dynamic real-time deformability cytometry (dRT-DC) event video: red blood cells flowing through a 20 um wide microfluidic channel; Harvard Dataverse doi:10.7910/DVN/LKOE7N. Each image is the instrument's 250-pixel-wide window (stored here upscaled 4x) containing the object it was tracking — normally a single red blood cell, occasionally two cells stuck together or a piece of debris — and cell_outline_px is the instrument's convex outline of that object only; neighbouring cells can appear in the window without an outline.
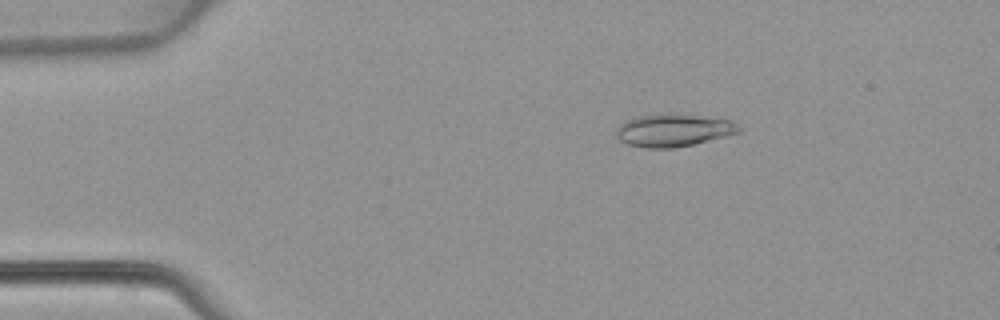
{"species": "common noctule bat (a hibernating species)", "species_latin": "Nyctalus noctula", "temperature_condition": "warm", "stored_images_in_passage": 47, "camera_frame_rate_fps": 3000, "um_per_image_px": 0.085, "animal": {"sex": "female", "body_mass_g": 22.7, "forearm_length_mm": 54.2}, "frame": {"image": 1, "passage_image": 8, "time_ms": 2.333, "image_size_px": [1000, 320], "cell_outline_px": [[740, 132], [692, 144], [672, 148], [644, 148], [628, 144], [620, 140], [616, 136], [616, 128], [620, 124], [636, 116], [668, 112], [680, 112], [708, 116], [732, 120], [740, 128]], "centroid_in_image_um": [57.23, 11.03], "position_along_channel_um": 27.8, "area_um2": 23.7}}
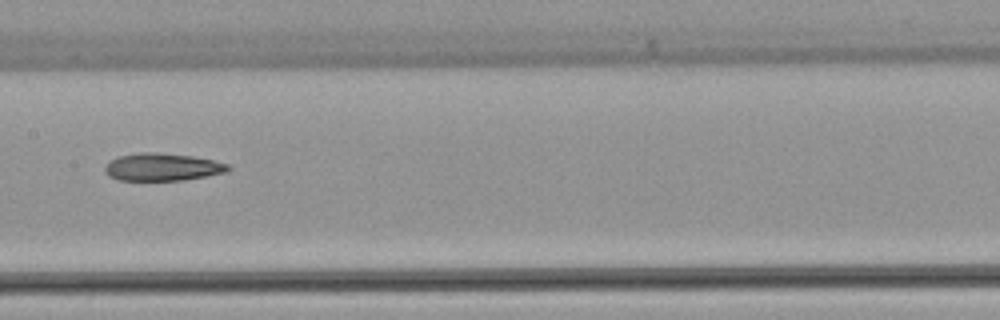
{"frame": {"image": 2, "passage_image": 24, "time_ms": 7.667, "image_size_px": [1000, 320], "cell_outline_px": [[232, 168], [228, 172], [184, 180], [116, 180], [108, 176], [104, 172], [104, 168], [112, 160], [120, 156], [140, 152], [156, 152], [192, 156], [212, 160], [228, 164]], "centroid_in_image_um": [13.81, 14.2], "position_along_channel_um": 193.6, "area_um2": 19.77}}
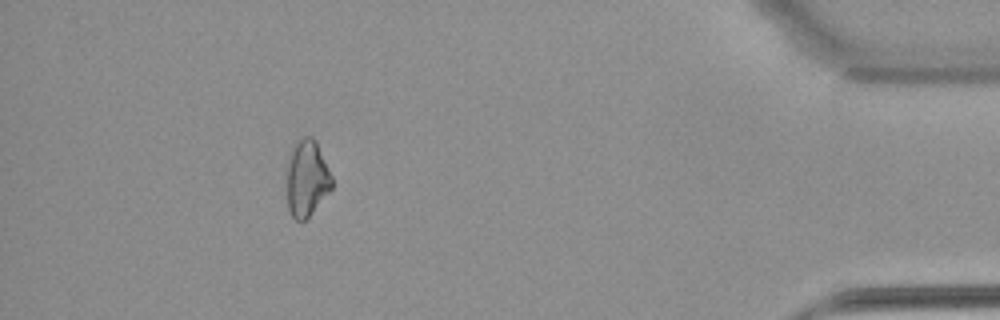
{"frame": {"image": 3, "passage_image": 43, "time_ms": 14.0, "image_size_px": [1000, 320], "cell_outline_px": [[332, 188], [312, 212], [304, 220], [296, 220], [292, 216], [288, 208], [284, 176], [288, 152], [292, 144], [300, 136], [312, 136], [316, 140], [332, 176]], "centroid_in_image_um": [26.01, 15.08], "position_along_channel_um": 409.2, "area_um2": 20.92}}